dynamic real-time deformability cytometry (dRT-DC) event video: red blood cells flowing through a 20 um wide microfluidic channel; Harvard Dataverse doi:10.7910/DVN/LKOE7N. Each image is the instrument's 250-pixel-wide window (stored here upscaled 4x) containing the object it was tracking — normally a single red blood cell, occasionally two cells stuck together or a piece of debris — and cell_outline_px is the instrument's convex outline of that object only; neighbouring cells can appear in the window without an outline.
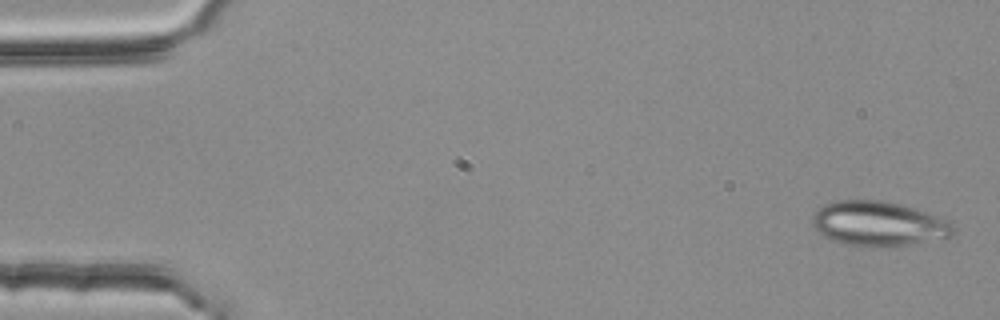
{"species": "common noctule bat (a hibernating species)", "species_latin": "Nyctalus noctula", "temperature_condition": "room temperature", "stored_images_in_passage": 4, "camera_frame_rate_fps": 3000, "um_per_image_px": 0.085, "animal": {"sex": "female", "body_mass_g": 25.1}, "frame": {"image": 1, "passage_image": 1, "time_ms": 0.0, "image_size_px": [1000, 320], "cell_outline_px": [[956, 232], [948, 236], [908, 244], [848, 244], [832, 240], [824, 236], [812, 224], [812, 212], [824, 204], [836, 200], [884, 200], [916, 208], [948, 220], [956, 228]], "centroid_in_image_um": [74.65, 18.95], "position_along_channel_um": 10.4, "area_um2": 35.84}}